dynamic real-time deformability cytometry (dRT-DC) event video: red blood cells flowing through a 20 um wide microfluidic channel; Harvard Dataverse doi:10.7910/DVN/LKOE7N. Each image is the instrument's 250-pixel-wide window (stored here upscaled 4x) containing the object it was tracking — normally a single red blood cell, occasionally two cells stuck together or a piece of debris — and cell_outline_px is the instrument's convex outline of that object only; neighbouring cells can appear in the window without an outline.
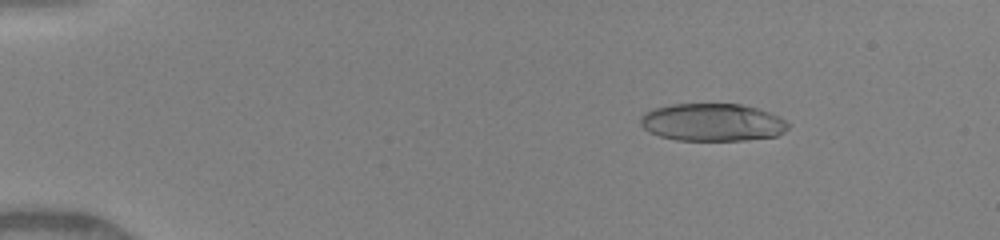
{"species": "human", "species_latin": "Homo sapiens", "temperature_condition": "warm", "stored_images_in_passage": 53, "camera_frame_rate_fps": 3000, "um_per_image_px": 0.085, "donor": {"sex": "female"}, "frame": {"image": 1, "passage_image": 15, "time_ms": 2.333, "image_size_px": [1000, 240], "cell_outline_px": [[788, 128], [784, 132], [776, 136], [744, 140], [676, 140], [660, 136], [648, 132], [640, 124], [640, 116], [644, 112], [656, 108], [672, 104], [740, 104], [756, 108], [780, 116], [788, 124]], "centroid_in_image_um": [60.53, 10.4], "position_along_channel_um": 24.5, "area_um2": 32.37}}
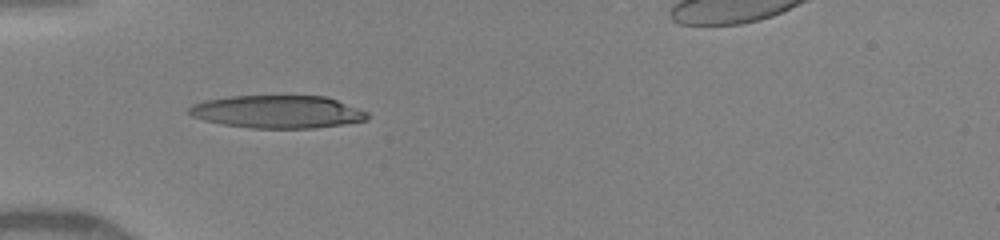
{"frame": {"image": 2, "passage_image": 36, "time_ms": 5.333, "image_size_px": [1000, 240], "cell_outline_px": [[368, 116], [364, 120], [344, 124], [316, 128], [248, 128], [220, 124], [204, 120], [192, 116], [188, 112], [188, 108], [192, 104], [208, 100], [232, 96], [324, 96], [336, 100], [368, 112]], "centroid_in_image_um": [23.55, 9.51], "position_along_channel_um": 61.4, "area_um2": 33.87}}
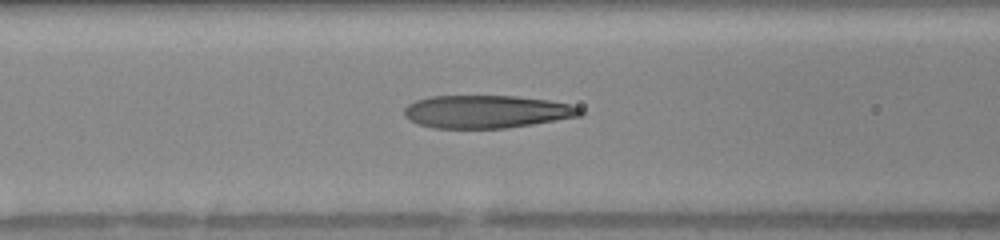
{"frame": {"image": 3, "passage_image": 42, "time_ms": 7.0, "image_size_px": [1000, 240], "cell_outline_px": [[584, 112], [580, 116], [532, 124], [504, 128], [432, 128], [416, 124], [408, 120], [404, 116], [404, 108], [408, 104], [416, 100], [432, 96], [516, 96], [548, 100], [568, 104], [580, 108]], "centroid_in_image_um": [41.31, 9.49], "position_along_channel_um": 125.3, "area_um2": 33.7}}